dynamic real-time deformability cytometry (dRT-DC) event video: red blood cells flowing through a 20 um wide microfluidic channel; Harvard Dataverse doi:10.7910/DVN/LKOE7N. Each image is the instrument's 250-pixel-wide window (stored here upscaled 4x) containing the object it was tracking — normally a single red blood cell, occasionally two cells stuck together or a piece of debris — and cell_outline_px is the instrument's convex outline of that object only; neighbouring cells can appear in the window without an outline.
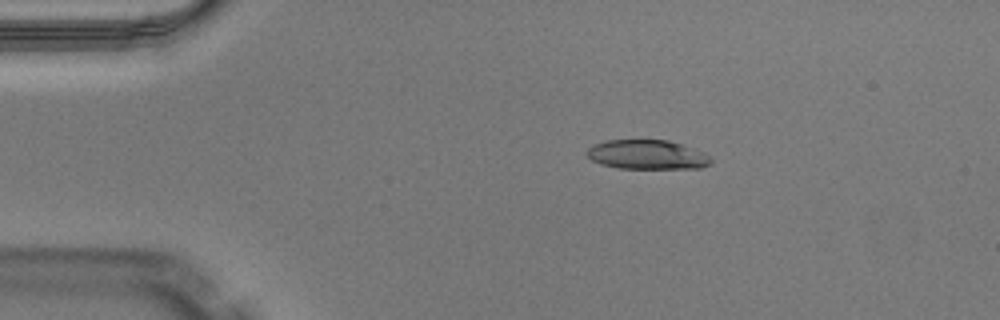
{"species": "Egyptian fruit bat (a non-hibernating species)", "species_latin": "Rousettus aegyptiacus", "temperature_condition": "warm", "stored_images_in_passage": 42, "camera_frame_rate_fps": 3000, "um_per_image_px": 0.085, "animal": {"sex": "male"}, "frame": {"image": 1, "passage_image": 2, "time_ms": 0.333, "image_size_px": [1000, 320], "cell_outline_px": [[712, 164], [700, 168], [620, 168], [600, 164], [592, 160], [588, 156], [588, 148], [604, 140], [668, 140], [704, 152], [712, 156]], "centroid_in_image_um": [55.06, 13.15], "position_along_channel_um": 29.9, "area_um2": 21.15}}
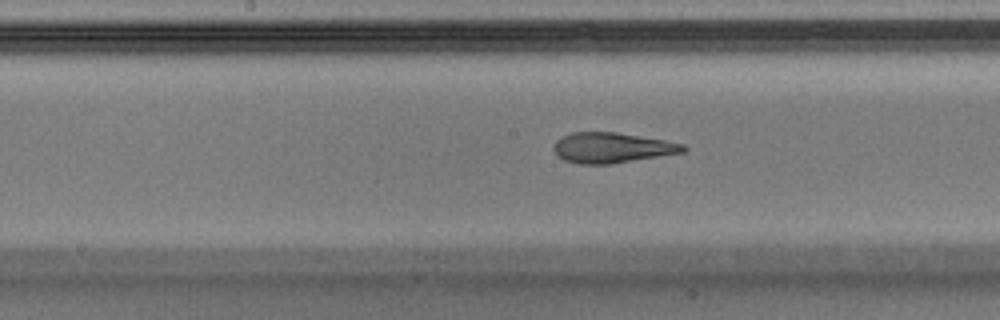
{"frame": {"image": 2, "passage_image": 18, "time_ms": 5.667, "image_size_px": [1000, 320], "cell_outline_px": [[688, 148], [684, 152], [612, 164], [580, 164], [564, 160], [552, 148], [556, 140], [560, 136], [572, 132], [616, 132], [664, 140], [684, 144]], "centroid_in_image_um": [52.01, 12.55], "position_along_channel_um": 196.2, "area_um2": 22.89}}
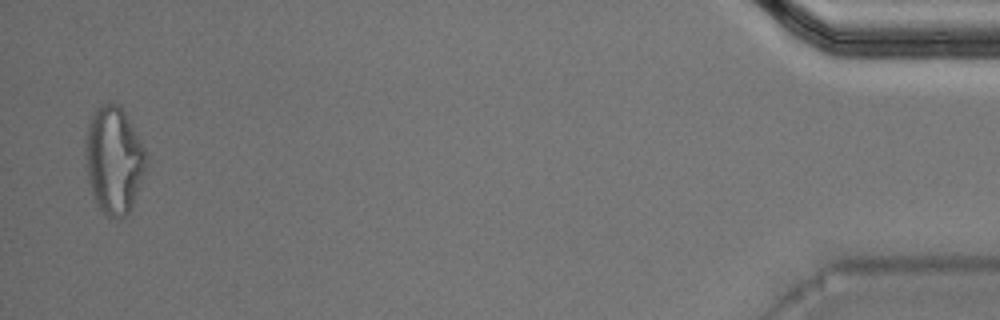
{"frame": {"image": 3, "passage_image": 41, "time_ms": 13.333, "image_size_px": [1000, 320], "cell_outline_px": [[144, 172], [132, 208], [124, 216], [116, 220], [108, 216], [100, 208], [92, 196], [84, 164], [84, 140], [88, 124], [96, 108], [108, 100], [116, 104], [124, 112], [144, 148]], "centroid_in_image_um": [9.61, 13.62], "position_along_channel_um": 425.6, "area_um2": 37.8}, "authors_computed_cell_mechanics": {"area_um2": 23.4379, "velocity_mm_per_s": 4.1098, "shape_relaxation_time_tau1_ms": 7.7553, "shape_relaxation_time_tau2_ms": 1.6907, "deformation_change_tau1": 0.2885, "deformation_change_tau2": 0.1198}}